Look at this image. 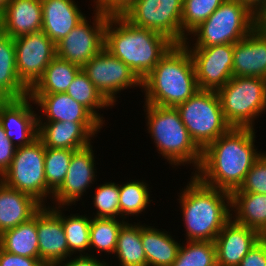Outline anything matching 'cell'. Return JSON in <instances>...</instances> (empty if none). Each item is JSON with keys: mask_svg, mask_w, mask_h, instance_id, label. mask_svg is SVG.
<instances>
[{"mask_svg": "<svg viewBox=\"0 0 266 266\" xmlns=\"http://www.w3.org/2000/svg\"><path fill=\"white\" fill-rule=\"evenodd\" d=\"M254 128L231 127L202 150L192 173L206 186L229 192L239 189L252 165L262 155L255 146Z\"/></svg>", "mask_w": 266, "mask_h": 266, "instance_id": "6da1fadb", "label": "cell"}, {"mask_svg": "<svg viewBox=\"0 0 266 266\" xmlns=\"http://www.w3.org/2000/svg\"><path fill=\"white\" fill-rule=\"evenodd\" d=\"M173 45L158 32L136 27L121 15H109L104 48L129 66L141 80Z\"/></svg>", "mask_w": 266, "mask_h": 266, "instance_id": "7a4b0ae2", "label": "cell"}, {"mask_svg": "<svg viewBox=\"0 0 266 266\" xmlns=\"http://www.w3.org/2000/svg\"><path fill=\"white\" fill-rule=\"evenodd\" d=\"M181 191L179 204L186 241H213L231 219V194L206 186L194 175Z\"/></svg>", "mask_w": 266, "mask_h": 266, "instance_id": "3957f363", "label": "cell"}, {"mask_svg": "<svg viewBox=\"0 0 266 266\" xmlns=\"http://www.w3.org/2000/svg\"><path fill=\"white\" fill-rule=\"evenodd\" d=\"M142 88L144 103L163 107H176L199 91L188 49L174 44L142 79Z\"/></svg>", "mask_w": 266, "mask_h": 266, "instance_id": "277c9868", "label": "cell"}, {"mask_svg": "<svg viewBox=\"0 0 266 266\" xmlns=\"http://www.w3.org/2000/svg\"><path fill=\"white\" fill-rule=\"evenodd\" d=\"M143 107L145 113L147 112L145 117L147 130L154 140L158 153L167 159L172 167L193 164L191 166L194 167V171L197 170L202 150L192 140L176 107L146 103Z\"/></svg>", "mask_w": 266, "mask_h": 266, "instance_id": "5b68a950", "label": "cell"}, {"mask_svg": "<svg viewBox=\"0 0 266 266\" xmlns=\"http://www.w3.org/2000/svg\"><path fill=\"white\" fill-rule=\"evenodd\" d=\"M257 26V15L240 0H225L215 12L194 29V46L185 41V47H210L235 44ZM192 34V35H191Z\"/></svg>", "mask_w": 266, "mask_h": 266, "instance_id": "8992f818", "label": "cell"}, {"mask_svg": "<svg viewBox=\"0 0 266 266\" xmlns=\"http://www.w3.org/2000/svg\"><path fill=\"white\" fill-rule=\"evenodd\" d=\"M216 92L224 118L231 127L254 128V121L261 113L265 114V78L233 76Z\"/></svg>", "mask_w": 266, "mask_h": 266, "instance_id": "52a82bcc", "label": "cell"}, {"mask_svg": "<svg viewBox=\"0 0 266 266\" xmlns=\"http://www.w3.org/2000/svg\"><path fill=\"white\" fill-rule=\"evenodd\" d=\"M176 109L192 140L201 150L231 128L224 118L216 91L199 90Z\"/></svg>", "mask_w": 266, "mask_h": 266, "instance_id": "ba28073f", "label": "cell"}, {"mask_svg": "<svg viewBox=\"0 0 266 266\" xmlns=\"http://www.w3.org/2000/svg\"><path fill=\"white\" fill-rule=\"evenodd\" d=\"M45 150L39 138L16 148L9 169L0 178L7 186L34 197L43 206L47 198Z\"/></svg>", "mask_w": 266, "mask_h": 266, "instance_id": "9c48e42d", "label": "cell"}, {"mask_svg": "<svg viewBox=\"0 0 266 266\" xmlns=\"http://www.w3.org/2000/svg\"><path fill=\"white\" fill-rule=\"evenodd\" d=\"M183 0H135L120 15L132 25L166 36L174 44H183L181 30Z\"/></svg>", "mask_w": 266, "mask_h": 266, "instance_id": "30bf717a", "label": "cell"}, {"mask_svg": "<svg viewBox=\"0 0 266 266\" xmlns=\"http://www.w3.org/2000/svg\"><path fill=\"white\" fill-rule=\"evenodd\" d=\"M82 71L89 77L96 89L113 106L121 90L142 87V80L123 61L113 56L105 48L93 56Z\"/></svg>", "mask_w": 266, "mask_h": 266, "instance_id": "8fae6325", "label": "cell"}, {"mask_svg": "<svg viewBox=\"0 0 266 266\" xmlns=\"http://www.w3.org/2000/svg\"><path fill=\"white\" fill-rule=\"evenodd\" d=\"M94 11L92 25L85 17L56 44V56L83 67L104 49L105 27L109 15L97 8Z\"/></svg>", "mask_w": 266, "mask_h": 266, "instance_id": "7c38bea8", "label": "cell"}, {"mask_svg": "<svg viewBox=\"0 0 266 266\" xmlns=\"http://www.w3.org/2000/svg\"><path fill=\"white\" fill-rule=\"evenodd\" d=\"M13 40L18 77L30 90L56 57V44L42 30Z\"/></svg>", "mask_w": 266, "mask_h": 266, "instance_id": "4fadbf2b", "label": "cell"}, {"mask_svg": "<svg viewBox=\"0 0 266 266\" xmlns=\"http://www.w3.org/2000/svg\"><path fill=\"white\" fill-rule=\"evenodd\" d=\"M186 48L192 57L199 90L217 91L233 77L234 44Z\"/></svg>", "mask_w": 266, "mask_h": 266, "instance_id": "5bb4252c", "label": "cell"}, {"mask_svg": "<svg viewBox=\"0 0 266 266\" xmlns=\"http://www.w3.org/2000/svg\"><path fill=\"white\" fill-rule=\"evenodd\" d=\"M92 147L90 144L73 152L64 182L51 199L55 206L75 205L76 201H80L84 193H87L88 187L95 183L97 171Z\"/></svg>", "mask_w": 266, "mask_h": 266, "instance_id": "9a60e30c", "label": "cell"}, {"mask_svg": "<svg viewBox=\"0 0 266 266\" xmlns=\"http://www.w3.org/2000/svg\"><path fill=\"white\" fill-rule=\"evenodd\" d=\"M66 206H43L37 212L39 260L45 266H57L67 257H72L61 222V209Z\"/></svg>", "mask_w": 266, "mask_h": 266, "instance_id": "2e32d148", "label": "cell"}, {"mask_svg": "<svg viewBox=\"0 0 266 266\" xmlns=\"http://www.w3.org/2000/svg\"><path fill=\"white\" fill-rule=\"evenodd\" d=\"M31 103L35 102L29 96L5 99L0 103V124L16 148L29 145L38 138V113Z\"/></svg>", "mask_w": 266, "mask_h": 266, "instance_id": "e0dca14e", "label": "cell"}, {"mask_svg": "<svg viewBox=\"0 0 266 266\" xmlns=\"http://www.w3.org/2000/svg\"><path fill=\"white\" fill-rule=\"evenodd\" d=\"M102 127L101 122H38V138L45 148L79 150L90 145Z\"/></svg>", "mask_w": 266, "mask_h": 266, "instance_id": "ac0fdd59", "label": "cell"}, {"mask_svg": "<svg viewBox=\"0 0 266 266\" xmlns=\"http://www.w3.org/2000/svg\"><path fill=\"white\" fill-rule=\"evenodd\" d=\"M262 238L257 230L236 223L231 218L214 240L216 260L222 266H239L241 260Z\"/></svg>", "mask_w": 266, "mask_h": 266, "instance_id": "d6986e66", "label": "cell"}, {"mask_svg": "<svg viewBox=\"0 0 266 266\" xmlns=\"http://www.w3.org/2000/svg\"><path fill=\"white\" fill-rule=\"evenodd\" d=\"M233 76L266 79V33L258 26L234 44Z\"/></svg>", "mask_w": 266, "mask_h": 266, "instance_id": "ffe728a7", "label": "cell"}, {"mask_svg": "<svg viewBox=\"0 0 266 266\" xmlns=\"http://www.w3.org/2000/svg\"><path fill=\"white\" fill-rule=\"evenodd\" d=\"M3 34L12 39L42 30L41 0H11L0 14Z\"/></svg>", "mask_w": 266, "mask_h": 266, "instance_id": "44dd1931", "label": "cell"}, {"mask_svg": "<svg viewBox=\"0 0 266 266\" xmlns=\"http://www.w3.org/2000/svg\"><path fill=\"white\" fill-rule=\"evenodd\" d=\"M29 97L42 110V115L47 116L44 118L41 114L38 115V122H100L86 107L67 93L29 94Z\"/></svg>", "mask_w": 266, "mask_h": 266, "instance_id": "7402d4cb", "label": "cell"}, {"mask_svg": "<svg viewBox=\"0 0 266 266\" xmlns=\"http://www.w3.org/2000/svg\"><path fill=\"white\" fill-rule=\"evenodd\" d=\"M42 31L57 44L86 16L74 0H41Z\"/></svg>", "mask_w": 266, "mask_h": 266, "instance_id": "603a6c76", "label": "cell"}, {"mask_svg": "<svg viewBox=\"0 0 266 266\" xmlns=\"http://www.w3.org/2000/svg\"><path fill=\"white\" fill-rule=\"evenodd\" d=\"M43 207L34 197L0 180V234L35 216Z\"/></svg>", "mask_w": 266, "mask_h": 266, "instance_id": "cb8c5ba5", "label": "cell"}, {"mask_svg": "<svg viewBox=\"0 0 266 266\" xmlns=\"http://www.w3.org/2000/svg\"><path fill=\"white\" fill-rule=\"evenodd\" d=\"M141 242L147 266H171L176 260L181 243L172 238L170 232L153 226L142 225Z\"/></svg>", "mask_w": 266, "mask_h": 266, "instance_id": "d4e9b609", "label": "cell"}, {"mask_svg": "<svg viewBox=\"0 0 266 266\" xmlns=\"http://www.w3.org/2000/svg\"><path fill=\"white\" fill-rule=\"evenodd\" d=\"M231 218L266 237V194L231 193Z\"/></svg>", "mask_w": 266, "mask_h": 266, "instance_id": "484cf974", "label": "cell"}, {"mask_svg": "<svg viewBox=\"0 0 266 266\" xmlns=\"http://www.w3.org/2000/svg\"><path fill=\"white\" fill-rule=\"evenodd\" d=\"M29 96V89L18 77L15 63L14 40L5 34L0 36V97L22 99Z\"/></svg>", "mask_w": 266, "mask_h": 266, "instance_id": "4316f807", "label": "cell"}, {"mask_svg": "<svg viewBox=\"0 0 266 266\" xmlns=\"http://www.w3.org/2000/svg\"><path fill=\"white\" fill-rule=\"evenodd\" d=\"M0 248L19 256L39 259L37 213L28 221L1 233Z\"/></svg>", "mask_w": 266, "mask_h": 266, "instance_id": "83f0119b", "label": "cell"}, {"mask_svg": "<svg viewBox=\"0 0 266 266\" xmlns=\"http://www.w3.org/2000/svg\"><path fill=\"white\" fill-rule=\"evenodd\" d=\"M82 67L58 56L50 61L42 77L29 90V94L66 93Z\"/></svg>", "mask_w": 266, "mask_h": 266, "instance_id": "f1b7e54d", "label": "cell"}, {"mask_svg": "<svg viewBox=\"0 0 266 266\" xmlns=\"http://www.w3.org/2000/svg\"><path fill=\"white\" fill-rule=\"evenodd\" d=\"M142 224L125 222L118 233L114 255L119 266H147L146 255L141 242Z\"/></svg>", "mask_w": 266, "mask_h": 266, "instance_id": "f546056e", "label": "cell"}, {"mask_svg": "<svg viewBox=\"0 0 266 266\" xmlns=\"http://www.w3.org/2000/svg\"><path fill=\"white\" fill-rule=\"evenodd\" d=\"M66 93L75 101L86 107L102 124H105V120H103V116L98 113L99 109L114 107L102 96L82 70L69 85Z\"/></svg>", "mask_w": 266, "mask_h": 266, "instance_id": "4dcf8cb0", "label": "cell"}, {"mask_svg": "<svg viewBox=\"0 0 266 266\" xmlns=\"http://www.w3.org/2000/svg\"><path fill=\"white\" fill-rule=\"evenodd\" d=\"M148 187V188H147ZM150 187L143 180H129L119 185L120 218L126 220L128 216H138L150 206Z\"/></svg>", "mask_w": 266, "mask_h": 266, "instance_id": "1f68e13d", "label": "cell"}, {"mask_svg": "<svg viewBox=\"0 0 266 266\" xmlns=\"http://www.w3.org/2000/svg\"><path fill=\"white\" fill-rule=\"evenodd\" d=\"M61 210V222L65 231L69 252L79 255H88L90 250V225L92 217L87 215L70 214L65 216Z\"/></svg>", "mask_w": 266, "mask_h": 266, "instance_id": "d6a6232c", "label": "cell"}, {"mask_svg": "<svg viewBox=\"0 0 266 266\" xmlns=\"http://www.w3.org/2000/svg\"><path fill=\"white\" fill-rule=\"evenodd\" d=\"M74 151L69 149L46 148L44 163L48 199H52L53 194L63 184Z\"/></svg>", "mask_w": 266, "mask_h": 266, "instance_id": "836d02e7", "label": "cell"}, {"mask_svg": "<svg viewBox=\"0 0 266 266\" xmlns=\"http://www.w3.org/2000/svg\"><path fill=\"white\" fill-rule=\"evenodd\" d=\"M125 220L93 217L90 225V248L105 254H114L118 233Z\"/></svg>", "mask_w": 266, "mask_h": 266, "instance_id": "e575fe53", "label": "cell"}, {"mask_svg": "<svg viewBox=\"0 0 266 266\" xmlns=\"http://www.w3.org/2000/svg\"><path fill=\"white\" fill-rule=\"evenodd\" d=\"M185 243L182 242L177 258L171 266H210L216 261V247L213 241Z\"/></svg>", "mask_w": 266, "mask_h": 266, "instance_id": "d590c367", "label": "cell"}, {"mask_svg": "<svg viewBox=\"0 0 266 266\" xmlns=\"http://www.w3.org/2000/svg\"><path fill=\"white\" fill-rule=\"evenodd\" d=\"M225 0H183L181 30L187 37L202 24Z\"/></svg>", "mask_w": 266, "mask_h": 266, "instance_id": "8d00e7d4", "label": "cell"}, {"mask_svg": "<svg viewBox=\"0 0 266 266\" xmlns=\"http://www.w3.org/2000/svg\"><path fill=\"white\" fill-rule=\"evenodd\" d=\"M119 195V184L115 182L98 185L92 198L93 205L97 209L94 217L120 219Z\"/></svg>", "mask_w": 266, "mask_h": 266, "instance_id": "74e56055", "label": "cell"}, {"mask_svg": "<svg viewBox=\"0 0 266 266\" xmlns=\"http://www.w3.org/2000/svg\"><path fill=\"white\" fill-rule=\"evenodd\" d=\"M232 193L266 194V152L252 165L239 189Z\"/></svg>", "mask_w": 266, "mask_h": 266, "instance_id": "f35d334b", "label": "cell"}, {"mask_svg": "<svg viewBox=\"0 0 266 266\" xmlns=\"http://www.w3.org/2000/svg\"><path fill=\"white\" fill-rule=\"evenodd\" d=\"M15 150L16 147L7 138L5 130L0 124V178L9 169Z\"/></svg>", "mask_w": 266, "mask_h": 266, "instance_id": "ab89813d", "label": "cell"}, {"mask_svg": "<svg viewBox=\"0 0 266 266\" xmlns=\"http://www.w3.org/2000/svg\"><path fill=\"white\" fill-rule=\"evenodd\" d=\"M239 266H266V237L246 254Z\"/></svg>", "mask_w": 266, "mask_h": 266, "instance_id": "60d3db41", "label": "cell"}, {"mask_svg": "<svg viewBox=\"0 0 266 266\" xmlns=\"http://www.w3.org/2000/svg\"><path fill=\"white\" fill-rule=\"evenodd\" d=\"M0 266H45L39 259L23 257L0 248Z\"/></svg>", "mask_w": 266, "mask_h": 266, "instance_id": "b9f144b4", "label": "cell"}, {"mask_svg": "<svg viewBox=\"0 0 266 266\" xmlns=\"http://www.w3.org/2000/svg\"><path fill=\"white\" fill-rule=\"evenodd\" d=\"M135 0H94V7L108 15H120Z\"/></svg>", "mask_w": 266, "mask_h": 266, "instance_id": "7bdbcfd3", "label": "cell"}, {"mask_svg": "<svg viewBox=\"0 0 266 266\" xmlns=\"http://www.w3.org/2000/svg\"><path fill=\"white\" fill-rule=\"evenodd\" d=\"M104 260L97 259V256H94V254L78 255L75 258L70 259L69 257V259L62 260L57 266H109V263Z\"/></svg>", "mask_w": 266, "mask_h": 266, "instance_id": "ee69618b", "label": "cell"}, {"mask_svg": "<svg viewBox=\"0 0 266 266\" xmlns=\"http://www.w3.org/2000/svg\"><path fill=\"white\" fill-rule=\"evenodd\" d=\"M248 6L256 15L266 6V0H240Z\"/></svg>", "mask_w": 266, "mask_h": 266, "instance_id": "f6af8a7d", "label": "cell"}, {"mask_svg": "<svg viewBox=\"0 0 266 266\" xmlns=\"http://www.w3.org/2000/svg\"><path fill=\"white\" fill-rule=\"evenodd\" d=\"M257 26L266 33V6L257 14Z\"/></svg>", "mask_w": 266, "mask_h": 266, "instance_id": "bcb514c9", "label": "cell"}, {"mask_svg": "<svg viewBox=\"0 0 266 266\" xmlns=\"http://www.w3.org/2000/svg\"><path fill=\"white\" fill-rule=\"evenodd\" d=\"M11 0H0V14L6 9Z\"/></svg>", "mask_w": 266, "mask_h": 266, "instance_id": "7dc6e473", "label": "cell"}, {"mask_svg": "<svg viewBox=\"0 0 266 266\" xmlns=\"http://www.w3.org/2000/svg\"><path fill=\"white\" fill-rule=\"evenodd\" d=\"M210 266H222L217 260L211 264Z\"/></svg>", "mask_w": 266, "mask_h": 266, "instance_id": "c3c4849f", "label": "cell"}, {"mask_svg": "<svg viewBox=\"0 0 266 266\" xmlns=\"http://www.w3.org/2000/svg\"><path fill=\"white\" fill-rule=\"evenodd\" d=\"M3 34V31H2V25H1V16H0V36Z\"/></svg>", "mask_w": 266, "mask_h": 266, "instance_id": "681fc988", "label": "cell"}]
</instances>
